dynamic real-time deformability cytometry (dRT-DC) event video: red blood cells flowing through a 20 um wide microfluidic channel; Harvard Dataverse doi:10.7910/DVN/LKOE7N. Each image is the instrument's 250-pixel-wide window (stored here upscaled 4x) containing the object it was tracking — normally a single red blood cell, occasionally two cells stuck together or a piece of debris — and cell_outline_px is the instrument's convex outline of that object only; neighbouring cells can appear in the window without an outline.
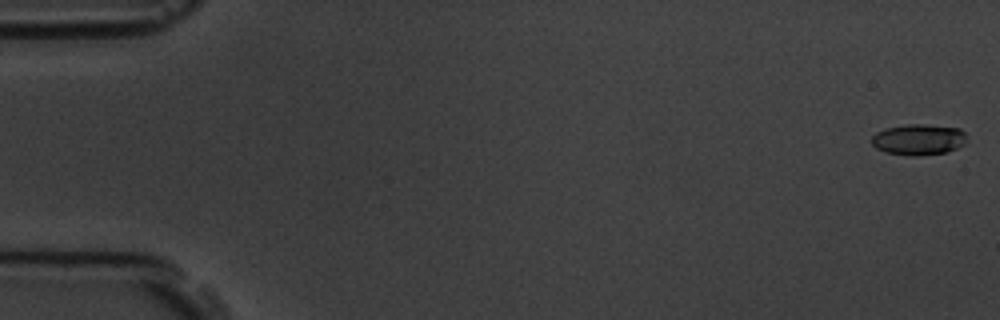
{"species": "common noctule bat (a hibernating species)", "species_latin": "Nyctalus noctula", "temperature_condition": "room temperature", "stored_images_in_passage": 9, "camera_frame_rate_fps": 3000, "um_per_image_px": 0.085, "animal": {"sex": "male", "body_mass_g": 19.5, "forearm_length_mm": 54.6}, "frame": {"image": 1, "passage_image": 1, "time_ms": 0.0, "image_size_px": [1000, 320], "cell_outline_px": [[968, 136], [964, 144], [948, 152], [916, 156], [912, 156], [884, 152], [876, 148], [872, 144], [872, 136], [876, 132], [884, 128], [908, 124], [924, 124], [960, 128]], "centroid_in_image_um": [78.08, 11.86], "position_along_channel_um": 6.9, "area_um2": 17.34}}
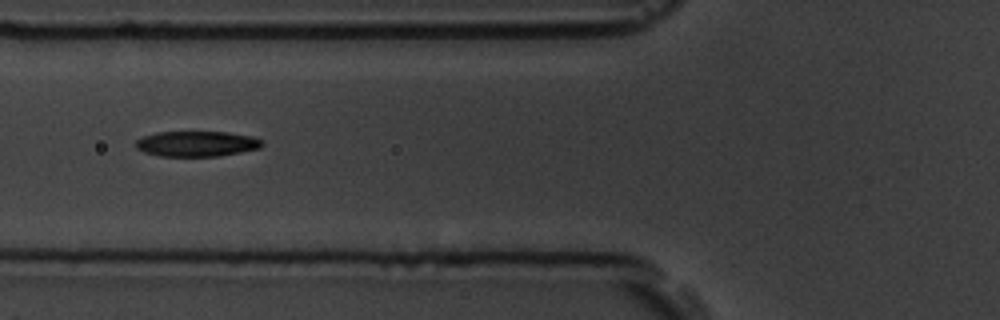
{"frame": {"image": 2, "passage_image": 7, "time_ms": 6.667, "image_size_px": [1000, 320], "cell_outline_px": [[264, 144], [260, 148], [220, 156], [160, 156], [144, 152], [136, 148], [136, 140], [140, 136], [156, 132], [228, 132], [252, 136], [260, 140]], "centroid_in_image_um": [16.69, 12.21], "position_along_channel_um": 109.1, "area_um2": 18.79}}
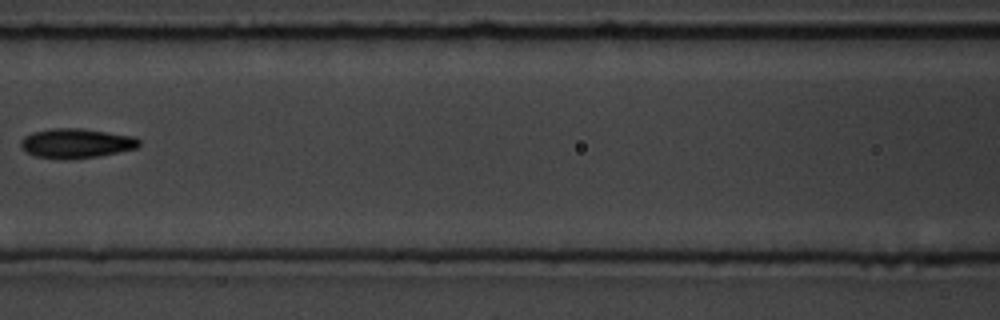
{"frame": {"image": 3, "passage_image": 8, "time_ms": 8.0, "image_size_px": [1000, 320], "cell_outline_px": [[140, 144], [136, 148], [96, 156], [36, 156], [24, 152], [20, 148], [20, 140], [24, 136], [32, 132], [52, 128], [80, 128], [132, 136], [140, 140]], "centroid_in_image_um": [6.43, 12.12], "position_along_channel_um": 160.2, "area_um2": 19.48}}